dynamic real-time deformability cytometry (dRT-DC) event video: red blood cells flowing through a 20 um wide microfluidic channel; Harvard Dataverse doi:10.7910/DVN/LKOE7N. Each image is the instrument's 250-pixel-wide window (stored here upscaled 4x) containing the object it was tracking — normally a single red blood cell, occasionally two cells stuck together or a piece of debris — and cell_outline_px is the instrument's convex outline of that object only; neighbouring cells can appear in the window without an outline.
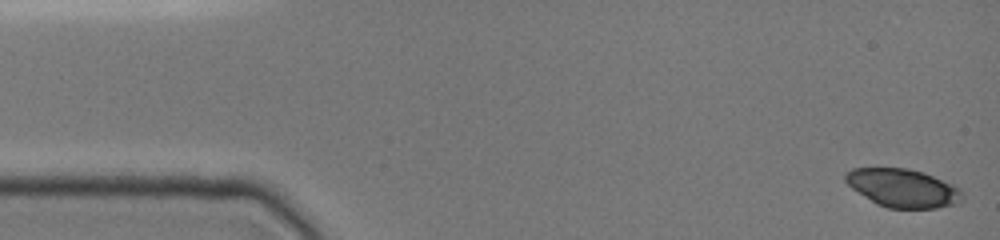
{"species": "common noctule bat (a hibernating species)", "species_latin": "Nyctalus noctula", "temperature_condition": "cold", "stored_images_in_passage": 20, "camera_frame_rate_fps": 3000, "um_per_image_px": 0.085, "animal": {"sex": "female", "body_mass_g": 19.0, "forearm_length_mm": 51.5}, "frame": {"image": 1, "passage_image": 1, "time_ms": 0.0, "image_size_px": [1000, 240], "cell_outline_px": [[964, 200], [960, 204], [936, 208], [888, 208], [876, 204], [852, 188], [844, 180], [844, 172], [852, 168], [908, 168], [924, 172], [952, 184], [960, 188], [964, 192]], "centroid_in_image_um": [76.78, 15.99], "position_along_channel_um": 8.2, "area_um2": 26.47}}
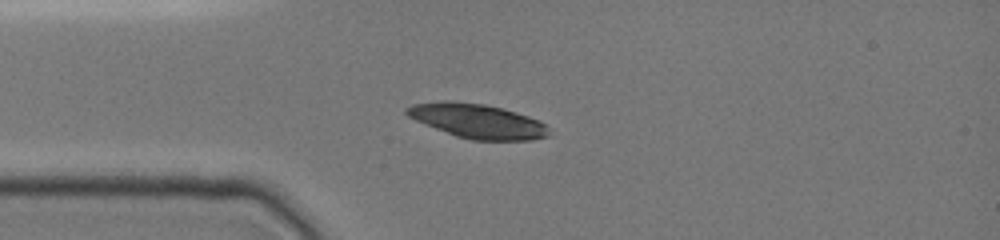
{"frame": {"image": 2, "passage_image": 17, "time_ms": 3.667, "image_size_px": [1000, 240], "cell_outline_px": [[552, 136], [532, 140], [472, 140], [456, 136], [416, 120], [408, 116], [404, 112], [404, 108], [412, 104], [444, 100], [452, 100], [484, 104], [516, 112], [540, 120], [548, 128]], "centroid_in_image_um": [40.6, 10.28], "position_along_channel_um": 44.4, "area_um2": 28.55}}